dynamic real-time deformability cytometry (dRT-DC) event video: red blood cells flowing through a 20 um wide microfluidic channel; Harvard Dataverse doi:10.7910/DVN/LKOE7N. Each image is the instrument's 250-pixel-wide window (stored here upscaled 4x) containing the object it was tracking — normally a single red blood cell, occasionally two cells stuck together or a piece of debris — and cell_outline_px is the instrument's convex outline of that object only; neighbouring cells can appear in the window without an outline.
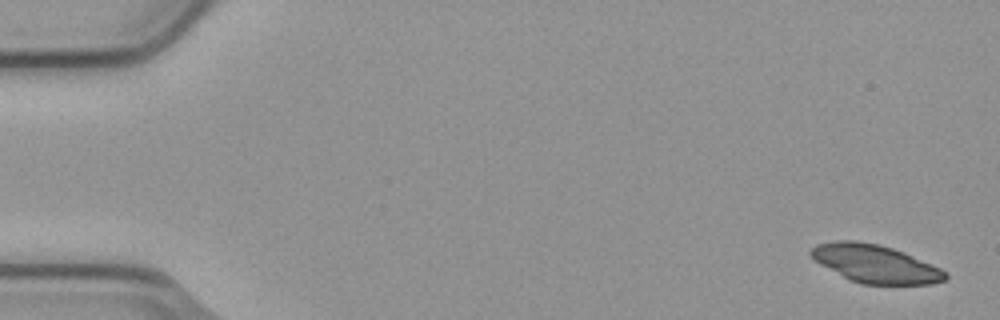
{"species": "common noctule bat (a hibernating species)", "species_latin": "Nyctalus noctula", "temperature_condition": "cold", "stored_images_in_passage": 5, "camera_frame_rate_fps": 3000, "um_per_image_px": 0.085, "animal": {"sex": "male", "body_mass_g": 23.1, "forearm_length_mm": 52.7}, "frame": {"image": 1, "passage_image": 1, "time_ms": 0.0, "image_size_px": [1000, 320], "cell_outline_px": [[948, 280], [932, 284], [860, 284], [848, 280], [820, 264], [808, 252], [816, 244], [836, 240], [856, 240], [880, 244], [904, 252], [940, 268], [948, 272]], "centroid_in_image_um": [74.4, 22.42], "position_along_channel_um": 10.6, "area_um2": 30.0}}